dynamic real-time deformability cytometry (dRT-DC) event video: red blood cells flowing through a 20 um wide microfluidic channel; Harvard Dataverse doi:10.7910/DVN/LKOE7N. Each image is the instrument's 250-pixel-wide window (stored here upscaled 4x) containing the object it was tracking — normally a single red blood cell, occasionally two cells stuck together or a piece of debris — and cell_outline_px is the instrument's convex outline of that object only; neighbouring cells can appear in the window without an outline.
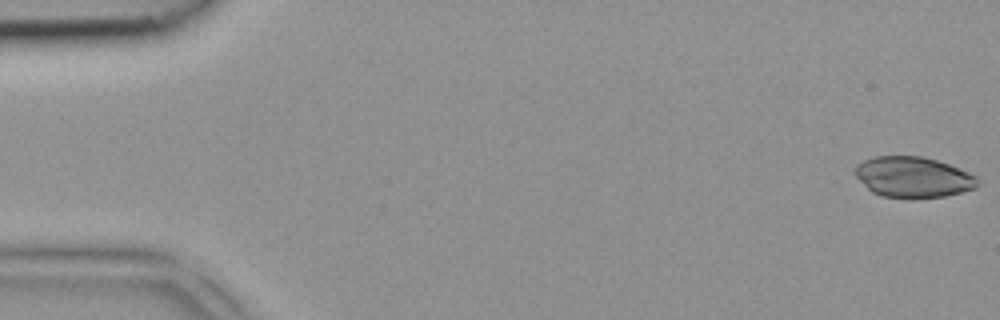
{"species": "common noctule bat (a hibernating species)", "species_latin": "Nyctalus noctula", "temperature_condition": "room temperature", "stored_images_in_passage": 5, "camera_frame_rate_fps": 3000, "um_per_image_px": 0.085, "animal": {"sex": "female", "body_mass_g": 18.4}, "frame": {"image": 1, "passage_image": 1, "time_ms": 0.0, "image_size_px": [1000, 320], "cell_outline_px": [[980, 184], [976, 188], [944, 196], [908, 200], [880, 196], [872, 192], [856, 176], [856, 164], [864, 160], [876, 156], [920, 156], [936, 160], [948, 164], [968, 172], [976, 176]], "centroid_in_image_um": [77.62, 15.08], "position_along_channel_um": 7.4, "area_um2": 29.3}}